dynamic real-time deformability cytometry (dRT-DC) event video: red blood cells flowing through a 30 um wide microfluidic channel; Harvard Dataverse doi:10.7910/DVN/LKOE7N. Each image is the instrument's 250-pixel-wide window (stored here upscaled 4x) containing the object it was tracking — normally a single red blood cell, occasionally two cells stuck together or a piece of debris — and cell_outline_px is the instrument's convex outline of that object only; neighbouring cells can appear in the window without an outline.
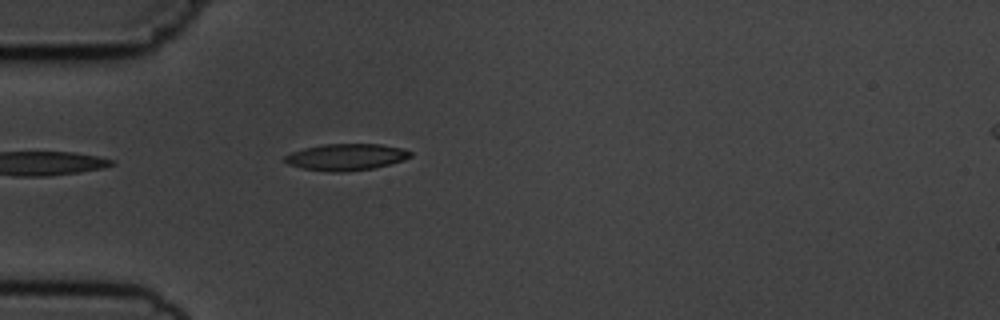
{"species": "common noctule bat (a hibernating species)", "species_latin": "Nyctalus noctula", "temperature_condition": "cold", "stored_images_in_passage": 2, "camera_frame_rate_fps": 3000, "um_per_image_px": 0.085, "animal": {"sex": "male", "body_mass_g": 19.5, "forearm_length_mm": 54.6}, "frame": {"image": 1, "passage_image": 2, "time_ms": 1.0, "image_size_px": [1000, 320], "cell_outline_px": [[412, 156], [404, 160], [372, 168], [344, 172], [332, 172], [304, 168], [288, 164], [284, 160], [284, 156], [292, 152], [304, 148], [324, 144], [380, 144], [404, 148], [412, 152]], "centroid_in_image_um": [29.45, 13.34], "position_along_channel_um": 55.6, "area_um2": 19.36}}